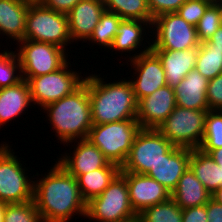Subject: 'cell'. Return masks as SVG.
Returning a JSON list of instances; mask_svg holds the SVG:
<instances>
[{"label":"cell","instance_id":"30","mask_svg":"<svg viewBox=\"0 0 222 222\" xmlns=\"http://www.w3.org/2000/svg\"><path fill=\"white\" fill-rule=\"evenodd\" d=\"M195 68L208 80L222 74V52L200 43Z\"/></svg>","mask_w":222,"mask_h":222},{"label":"cell","instance_id":"1","mask_svg":"<svg viewBox=\"0 0 222 222\" xmlns=\"http://www.w3.org/2000/svg\"><path fill=\"white\" fill-rule=\"evenodd\" d=\"M33 202L43 222H68L72 216H86L77 179L57 161L49 173L33 182Z\"/></svg>","mask_w":222,"mask_h":222},{"label":"cell","instance_id":"11","mask_svg":"<svg viewBox=\"0 0 222 222\" xmlns=\"http://www.w3.org/2000/svg\"><path fill=\"white\" fill-rule=\"evenodd\" d=\"M18 43L20 45L16 53L22 77H37L55 72L69 61L66 49L56 45L26 39Z\"/></svg>","mask_w":222,"mask_h":222},{"label":"cell","instance_id":"43","mask_svg":"<svg viewBox=\"0 0 222 222\" xmlns=\"http://www.w3.org/2000/svg\"><path fill=\"white\" fill-rule=\"evenodd\" d=\"M211 198L216 202L222 204V187H220L217 191H215Z\"/></svg>","mask_w":222,"mask_h":222},{"label":"cell","instance_id":"46","mask_svg":"<svg viewBox=\"0 0 222 222\" xmlns=\"http://www.w3.org/2000/svg\"><path fill=\"white\" fill-rule=\"evenodd\" d=\"M123 222H141V221H140L139 216H136L132 219H129V220H126V221H123Z\"/></svg>","mask_w":222,"mask_h":222},{"label":"cell","instance_id":"6","mask_svg":"<svg viewBox=\"0 0 222 222\" xmlns=\"http://www.w3.org/2000/svg\"><path fill=\"white\" fill-rule=\"evenodd\" d=\"M138 216L129 200L126 178L119 173L97 197L86 203V218L96 222H123Z\"/></svg>","mask_w":222,"mask_h":222},{"label":"cell","instance_id":"33","mask_svg":"<svg viewBox=\"0 0 222 222\" xmlns=\"http://www.w3.org/2000/svg\"><path fill=\"white\" fill-rule=\"evenodd\" d=\"M4 222H43L33 200L24 203L7 204Z\"/></svg>","mask_w":222,"mask_h":222},{"label":"cell","instance_id":"12","mask_svg":"<svg viewBox=\"0 0 222 222\" xmlns=\"http://www.w3.org/2000/svg\"><path fill=\"white\" fill-rule=\"evenodd\" d=\"M154 35L151 49L187 50L200 46L196 27L187 23L176 12L164 13L153 19Z\"/></svg>","mask_w":222,"mask_h":222},{"label":"cell","instance_id":"17","mask_svg":"<svg viewBox=\"0 0 222 222\" xmlns=\"http://www.w3.org/2000/svg\"><path fill=\"white\" fill-rule=\"evenodd\" d=\"M190 155L191 148L174 145L146 175L172 192L183 173L189 168Z\"/></svg>","mask_w":222,"mask_h":222},{"label":"cell","instance_id":"7","mask_svg":"<svg viewBox=\"0 0 222 222\" xmlns=\"http://www.w3.org/2000/svg\"><path fill=\"white\" fill-rule=\"evenodd\" d=\"M207 113L176 106L157 130L175 146L197 149L204 137Z\"/></svg>","mask_w":222,"mask_h":222},{"label":"cell","instance_id":"40","mask_svg":"<svg viewBox=\"0 0 222 222\" xmlns=\"http://www.w3.org/2000/svg\"><path fill=\"white\" fill-rule=\"evenodd\" d=\"M208 222H222V204L212 198L206 203Z\"/></svg>","mask_w":222,"mask_h":222},{"label":"cell","instance_id":"36","mask_svg":"<svg viewBox=\"0 0 222 222\" xmlns=\"http://www.w3.org/2000/svg\"><path fill=\"white\" fill-rule=\"evenodd\" d=\"M206 97L209 110H222V74L209 80Z\"/></svg>","mask_w":222,"mask_h":222},{"label":"cell","instance_id":"2","mask_svg":"<svg viewBox=\"0 0 222 222\" xmlns=\"http://www.w3.org/2000/svg\"><path fill=\"white\" fill-rule=\"evenodd\" d=\"M123 79L107 83L100 74L92 73L85 77L84 83L88 87L93 124L136 119L138 101L131 82Z\"/></svg>","mask_w":222,"mask_h":222},{"label":"cell","instance_id":"39","mask_svg":"<svg viewBox=\"0 0 222 222\" xmlns=\"http://www.w3.org/2000/svg\"><path fill=\"white\" fill-rule=\"evenodd\" d=\"M80 0H39V2L56 11L67 14Z\"/></svg>","mask_w":222,"mask_h":222},{"label":"cell","instance_id":"44","mask_svg":"<svg viewBox=\"0 0 222 222\" xmlns=\"http://www.w3.org/2000/svg\"><path fill=\"white\" fill-rule=\"evenodd\" d=\"M213 3L218 8L220 27H222V0H214Z\"/></svg>","mask_w":222,"mask_h":222},{"label":"cell","instance_id":"45","mask_svg":"<svg viewBox=\"0 0 222 222\" xmlns=\"http://www.w3.org/2000/svg\"><path fill=\"white\" fill-rule=\"evenodd\" d=\"M7 203L0 201V222H4V215Z\"/></svg>","mask_w":222,"mask_h":222},{"label":"cell","instance_id":"19","mask_svg":"<svg viewBox=\"0 0 222 222\" xmlns=\"http://www.w3.org/2000/svg\"><path fill=\"white\" fill-rule=\"evenodd\" d=\"M161 60L166 83L176 87L196 66L198 48L187 50L151 49Z\"/></svg>","mask_w":222,"mask_h":222},{"label":"cell","instance_id":"9","mask_svg":"<svg viewBox=\"0 0 222 222\" xmlns=\"http://www.w3.org/2000/svg\"><path fill=\"white\" fill-rule=\"evenodd\" d=\"M10 147L7 143L0 145V201L7 204L31 201L34 181Z\"/></svg>","mask_w":222,"mask_h":222},{"label":"cell","instance_id":"34","mask_svg":"<svg viewBox=\"0 0 222 222\" xmlns=\"http://www.w3.org/2000/svg\"><path fill=\"white\" fill-rule=\"evenodd\" d=\"M219 12L217 6L212 3L199 20L196 31L200 43L208 41L219 29Z\"/></svg>","mask_w":222,"mask_h":222},{"label":"cell","instance_id":"26","mask_svg":"<svg viewBox=\"0 0 222 222\" xmlns=\"http://www.w3.org/2000/svg\"><path fill=\"white\" fill-rule=\"evenodd\" d=\"M146 27L151 28V24L141 20L123 19L110 49L127 53L137 50L143 43Z\"/></svg>","mask_w":222,"mask_h":222},{"label":"cell","instance_id":"18","mask_svg":"<svg viewBox=\"0 0 222 222\" xmlns=\"http://www.w3.org/2000/svg\"><path fill=\"white\" fill-rule=\"evenodd\" d=\"M105 10L102 0H80L77 2L67 13L72 42L78 39V41L83 39L86 42Z\"/></svg>","mask_w":222,"mask_h":222},{"label":"cell","instance_id":"31","mask_svg":"<svg viewBox=\"0 0 222 222\" xmlns=\"http://www.w3.org/2000/svg\"><path fill=\"white\" fill-rule=\"evenodd\" d=\"M222 147V110H208L204 137L200 150H214Z\"/></svg>","mask_w":222,"mask_h":222},{"label":"cell","instance_id":"21","mask_svg":"<svg viewBox=\"0 0 222 222\" xmlns=\"http://www.w3.org/2000/svg\"><path fill=\"white\" fill-rule=\"evenodd\" d=\"M30 4V0H0V34L17 42L24 40Z\"/></svg>","mask_w":222,"mask_h":222},{"label":"cell","instance_id":"29","mask_svg":"<svg viewBox=\"0 0 222 222\" xmlns=\"http://www.w3.org/2000/svg\"><path fill=\"white\" fill-rule=\"evenodd\" d=\"M182 215L183 209L172 198L150 206L138 214L141 222H182Z\"/></svg>","mask_w":222,"mask_h":222},{"label":"cell","instance_id":"20","mask_svg":"<svg viewBox=\"0 0 222 222\" xmlns=\"http://www.w3.org/2000/svg\"><path fill=\"white\" fill-rule=\"evenodd\" d=\"M208 83L209 80L194 68L174 87L177 106L194 110H209L206 97Z\"/></svg>","mask_w":222,"mask_h":222},{"label":"cell","instance_id":"10","mask_svg":"<svg viewBox=\"0 0 222 222\" xmlns=\"http://www.w3.org/2000/svg\"><path fill=\"white\" fill-rule=\"evenodd\" d=\"M173 146L157 129L141 128L120 172L146 174Z\"/></svg>","mask_w":222,"mask_h":222},{"label":"cell","instance_id":"25","mask_svg":"<svg viewBox=\"0 0 222 222\" xmlns=\"http://www.w3.org/2000/svg\"><path fill=\"white\" fill-rule=\"evenodd\" d=\"M189 168L209 193L213 194L222 187L221 166L199 148L191 149Z\"/></svg>","mask_w":222,"mask_h":222},{"label":"cell","instance_id":"32","mask_svg":"<svg viewBox=\"0 0 222 222\" xmlns=\"http://www.w3.org/2000/svg\"><path fill=\"white\" fill-rule=\"evenodd\" d=\"M21 80L20 60L16 51L0 52V89L16 85Z\"/></svg>","mask_w":222,"mask_h":222},{"label":"cell","instance_id":"27","mask_svg":"<svg viewBox=\"0 0 222 222\" xmlns=\"http://www.w3.org/2000/svg\"><path fill=\"white\" fill-rule=\"evenodd\" d=\"M106 11L116 13L122 19L141 20L152 25L153 17L147 0H102Z\"/></svg>","mask_w":222,"mask_h":222},{"label":"cell","instance_id":"28","mask_svg":"<svg viewBox=\"0 0 222 222\" xmlns=\"http://www.w3.org/2000/svg\"><path fill=\"white\" fill-rule=\"evenodd\" d=\"M122 20L116 13L105 10L88 41L110 49Z\"/></svg>","mask_w":222,"mask_h":222},{"label":"cell","instance_id":"16","mask_svg":"<svg viewBox=\"0 0 222 222\" xmlns=\"http://www.w3.org/2000/svg\"><path fill=\"white\" fill-rule=\"evenodd\" d=\"M73 142L77 143L73 147V153H65L58 159V163L75 178L78 175L86 174L93 170L105 167L110 161L104 156V154L93 145L88 139H80L67 142L70 145ZM68 154V155H66Z\"/></svg>","mask_w":222,"mask_h":222},{"label":"cell","instance_id":"35","mask_svg":"<svg viewBox=\"0 0 222 222\" xmlns=\"http://www.w3.org/2000/svg\"><path fill=\"white\" fill-rule=\"evenodd\" d=\"M214 0H186L176 13L187 23L197 26L206 9Z\"/></svg>","mask_w":222,"mask_h":222},{"label":"cell","instance_id":"37","mask_svg":"<svg viewBox=\"0 0 222 222\" xmlns=\"http://www.w3.org/2000/svg\"><path fill=\"white\" fill-rule=\"evenodd\" d=\"M186 0H147L153 19L164 13H174Z\"/></svg>","mask_w":222,"mask_h":222},{"label":"cell","instance_id":"38","mask_svg":"<svg viewBox=\"0 0 222 222\" xmlns=\"http://www.w3.org/2000/svg\"><path fill=\"white\" fill-rule=\"evenodd\" d=\"M182 222H208L206 204L183 209Z\"/></svg>","mask_w":222,"mask_h":222},{"label":"cell","instance_id":"42","mask_svg":"<svg viewBox=\"0 0 222 222\" xmlns=\"http://www.w3.org/2000/svg\"><path fill=\"white\" fill-rule=\"evenodd\" d=\"M207 153L211 158L222 168V147L214 150H202Z\"/></svg>","mask_w":222,"mask_h":222},{"label":"cell","instance_id":"13","mask_svg":"<svg viewBox=\"0 0 222 222\" xmlns=\"http://www.w3.org/2000/svg\"><path fill=\"white\" fill-rule=\"evenodd\" d=\"M147 43L148 46L143 51L141 50L137 55L135 53L128 60L130 65H133L134 74L137 76L134 80H129L137 101L167 85L162 62L151 50V42Z\"/></svg>","mask_w":222,"mask_h":222},{"label":"cell","instance_id":"15","mask_svg":"<svg viewBox=\"0 0 222 222\" xmlns=\"http://www.w3.org/2000/svg\"><path fill=\"white\" fill-rule=\"evenodd\" d=\"M176 106L174 88L166 85L138 101L136 120L142 129H157Z\"/></svg>","mask_w":222,"mask_h":222},{"label":"cell","instance_id":"8","mask_svg":"<svg viewBox=\"0 0 222 222\" xmlns=\"http://www.w3.org/2000/svg\"><path fill=\"white\" fill-rule=\"evenodd\" d=\"M69 64L68 61L62 68L45 75L22 77L28 82L34 105L37 104L43 109L48 104L73 93L84 83L85 77L80 76L81 72L70 70Z\"/></svg>","mask_w":222,"mask_h":222},{"label":"cell","instance_id":"14","mask_svg":"<svg viewBox=\"0 0 222 222\" xmlns=\"http://www.w3.org/2000/svg\"><path fill=\"white\" fill-rule=\"evenodd\" d=\"M120 173L126 178L130 204L137 215L144 209L171 198V192L167 188L146 174Z\"/></svg>","mask_w":222,"mask_h":222},{"label":"cell","instance_id":"3","mask_svg":"<svg viewBox=\"0 0 222 222\" xmlns=\"http://www.w3.org/2000/svg\"><path fill=\"white\" fill-rule=\"evenodd\" d=\"M43 109L55 130V135L63 144L87 139L93 122L88 87L85 83L73 93Z\"/></svg>","mask_w":222,"mask_h":222},{"label":"cell","instance_id":"24","mask_svg":"<svg viewBox=\"0 0 222 222\" xmlns=\"http://www.w3.org/2000/svg\"><path fill=\"white\" fill-rule=\"evenodd\" d=\"M121 167L109 162L105 167L76 177L83 200L87 203L99 196L120 173Z\"/></svg>","mask_w":222,"mask_h":222},{"label":"cell","instance_id":"22","mask_svg":"<svg viewBox=\"0 0 222 222\" xmlns=\"http://www.w3.org/2000/svg\"><path fill=\"white\" fill-rule=\"evenodd\" d=\"M33 103L28 82L22 79L16 85L0 89V126L17 118Z\"/></svg>","mask_w":222,"mask_h":222},{"label":"cell","instance_id":"23","mask_svg":"<svg viewBox=\"0 0 222 222\" xmlns=\"http://www.w3.org/2000/svg\"><path fill=\"white\" fill-rule=\"evenodd\" d=\"M211 196L190 168L183 173L177 187L171 192V198L182 209L205 205Z\"/></svg>","mask_w":222,"mask_h":222},{"label":"cell","instance_id":"4","mask_svg":"<svg viewBox=\"0 0 222 222\" xmlns=\"http://www.w3.org/2000/svg\"><path fill=\"white\" fill-rule=\"evenodd\" d=\"M141 130L136 119L119 122L93 124L87 139L95 145L104 156L120 167L126 161L135 136Z\"/></svg>","mask_w":222,"mask_h":222},{"label":"cell","instance_id":"5","mask_svg":"<svg viewBox=\"0 0 222 222\" xmlns=\"http://www.w3.org/2000/svg\"><path fill=\"white\" fill-rule=\"evenodd\" d=\"M24 39L50 43L65 49L72 42L67 14L56 12L39 1H31Z\"/></svg>","mask_w":222,"mask_h":222},{"label":"cell","instance_id":"41","mask_svg":"<svg viewBox=\"0 0 222 222\" xmlns=\"http://www.w3.org/2000/svg\"><path fill=\"white\" fill-rule=\"evenodd\" d=\"M206 46H214L215 50L222 52V27L213 34V36L206 42H203Z\"/></svg>","mask_w":222,"mask_h":222}]
</instances>
